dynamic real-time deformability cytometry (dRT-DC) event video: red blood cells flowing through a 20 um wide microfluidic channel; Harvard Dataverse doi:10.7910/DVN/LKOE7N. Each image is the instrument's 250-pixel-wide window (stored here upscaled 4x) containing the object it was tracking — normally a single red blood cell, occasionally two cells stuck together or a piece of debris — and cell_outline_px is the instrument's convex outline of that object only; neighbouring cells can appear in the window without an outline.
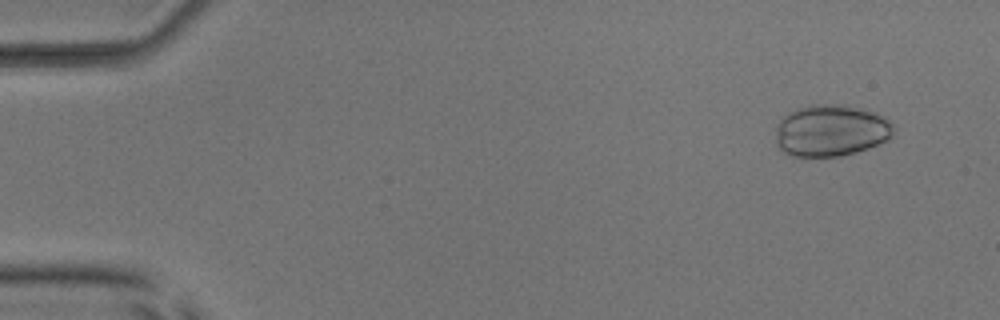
{"species": "common noctule bat (a hibernating species)", "species_latin": "Nyctalus noctula", "temperature_condition": "room temperature", "stored_images_in_passage": 51, "camera_frame_rate_fps": 3000, "um_per_image_px": 0.085, "animal": {"sex": "male", "body_mass_g": 17.9, "forearm_length_mm": 54.2}, "frame": {"image": 1, "passage_image": 1, "time_ms": 0.0, "image_size_px": [1000, 320], "cell_outline_px": [[892, 136], [888, 140], [856, 152], [840, 156], [792, 156], [780, 152], [776, 144], [776, 124], [788, 112], [808, 104], [840, 104], [860, 108], [876, 112], [884, 116], [892, 124]], "centroid_in_image_um": [70.59, 11.09], "position_along_channel_um": 14.4, "area_um2": 35.84}}
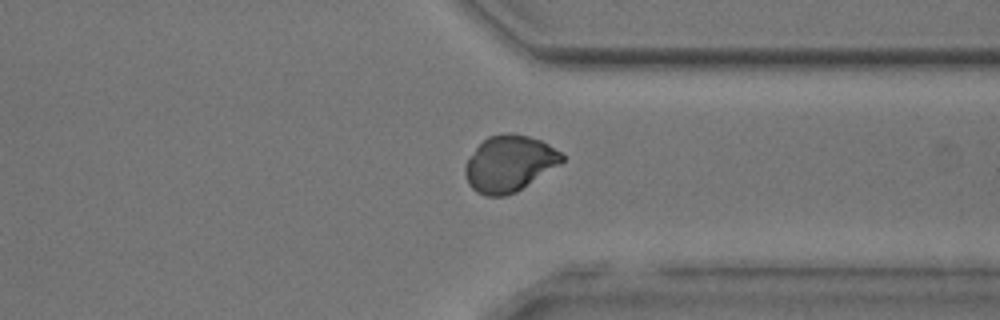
{"frame": {"image": 2, "passage_image": 38, "time_ms": 12.333, "image_size_px": [1000, 320], "cell_outline_px": [[564, 160], [560, 164], [516, 192], [504, 196], [484, 196], [476, 192], [468, 184], [464, 172], [464, 168], [468, 156], [488, 136], [508, 132], [528, 136], [540, 140], [548, 144], [560, 152], [564, 156]], "centroid_in_image_um": [43.26, 13.91], "position_along_channel_um": 368.1, "area_um2": 31.67}}
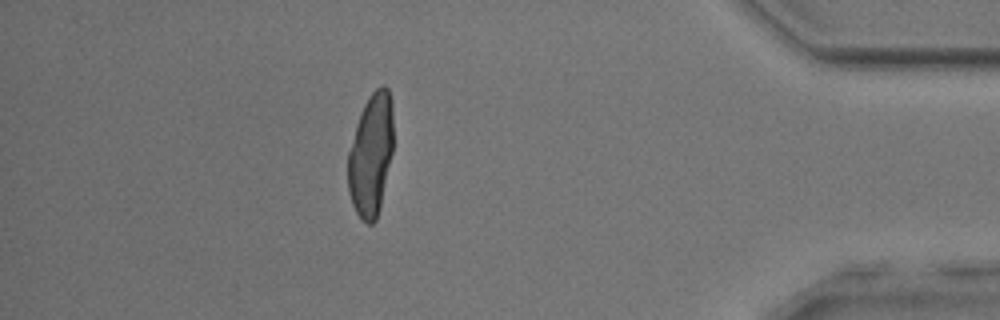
{"frame": {"image": 3, "passage_image": 44, "time_ms": 14.333, "image_size_px": [1000, 320], "cell_outline_px": [[392, 152], [380, 208], [376, 220], [372, 224], [368, 224], [356, 212], [352, 204], [348, 188], [348, 152], [356, 124], [360, 112], [368, 96], [380, 84], [384, 84], [388, 88], [392, 104]], "centroid_in_image_um": [31.52, 13.12], "position_along_channel_um": 403.7, "area_um2": 32.37}}